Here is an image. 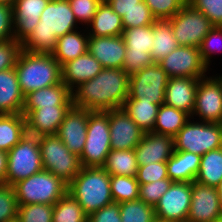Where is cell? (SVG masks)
I'll list each match as a JSON object with an SVG mask.
<instances>
[{"label":"cell","mask_w":222,"mask_h":222,"mask_svg":"<svg viewBox=\"0 0 222 222\" xmlns=\"http://www.w3.org/2000/svg\"><path fill=\"white\" fill-rule=\"evenodd\" d=\"M24 101L15 67L0 71V114H22Z\"/></svg>","instance_id":"obj_25"},{"label":"cell","mask_w":222,"mask_h":222,"mask_svg":"<svg viewBox=\"0 0 222 222\" xmlns=\"http://www.w3.org/2000/svg\"><path fill=\"white\" fill-rule=\"evenodd\" d=\"M126 53L150 54L153 47V25L124 29Z\"/></svg>","instance_id":"obj_35"},{"label":"cell","mask_w":222,"mask_h":222,"mask_svg":"<svg viewBox=\"0 0 222 222\" xmlns=\"http://www.w3.org/2000/svg\"><path fill=\"white\" fill-rule=\"evenodd\" d=\"M72 105H54V107H39L31 110L26 116V132L40 137L56 135L67 111Z\"/></svg>","instance_id":"obj_19"},{"label":"cell","mask_w":222,"mask_h":222,"mask_svg":"<svg viewBox=\"0 0 222 222\" xmlns=\"http://www.w3.org/2000/svg\"><path fill=\"white\" fill-rule=\"evenodd\" d=\"M201 156L188 151H174L167 160L168 178L173 182H194L199 172Z\"/></svg>","instance_id":"obj_26"},{"label":"cell","mask_w":222,"mask_h":222,"mask_svg":"<svg viewBox=\"0 0 222 222\" xmlns=\"http://www.w3.org/2000/svg\"><path fill=\"white\" fill-rule=\"evenodd\" d=\"M87 222H121L119 203L113 202L88 215Z\"/></svg>","instance_id":"obj_51"},{"label":"cell","mask_w":222,"mask_h":222,"mask_svg":"<svg viewBox=\"0 0 222 222\" xmlns=\"http://www.w3.org/2000/svg\"><path fill=\"white\" fill-rule=\"evenodd\" d=\"M7 173V152L0 150V184H5Z\"/></svg>","instance_id":"obj_53"},{"label":"cell","mask_w":222,"mask_h":222,"mask_svg":"<svg viewBox=\"0 0 222 222\" xmlns=\"http://www.w3.org/2000/svg\"><path fill=\"white\" fill-rule=\"evenodd\" d=\"M14 39L13 6L0 3V42Z\"/></svg>","instance_id":"obj_49"},{"label":"cell","mask_w":222,"mask_h":222,"mask_svg":"<svg viewBox=\"0 0 222 222\" xmlns=\"http://www.w3.org/2000/svg\"><path fill=\"white\" fill-rule=\"evenodd\" d=\"M217 222H222V212H221V215L219 216L218 218V221Z\"/></svg>","instance_id":"obj_56"},{"label":"cell","mask_w":222,"mask_h":222,"mask_svg":"<svg viewBox=\"0 0 222 222\" xmlns=\"http://www.w3.org/2000/svg\"><path fill=\"white\" fill-rule=\"evenodd\" d=\"M18 206L26 204L54 205L66 193L68 184L49 171L42 170L12 185Z\"/></svg>","instance_id":"obj_5"},{"label":"cell","mask_w":222,"mask_h":222,"mask_svg":"<svg viewBox=\"0 0 222 222\" xmlns=\"http://www.w3.org/2000/svg\"><path fill=\"white\" fill-rule=\"evenodd\" d=\"M160 67L171 77L203 78L210 75L209 68L201 58L200 49L178 46L159 62Z\"/></svg>","instance_id":"obj_13"},{"label":"cell","mask_w":222,"mask_h":222,"mask_svg":"<svg viewBox=\"0 0 222 222\" xmlns=\"http://www.w3.org/2000/svg\"><path fill=\"white\" fill-rule=\"evenodd\" d=\"M216 189H217V193H218V199H219V202H220V206H221V209H222V179L219 182V184L216 186Z\"/></svg>","instance_id":"obj_54"},{"label":"cell","mask_w":222,"mask_h":222,"mask_svg":"<svg viewBox=\"0 0 222 222\" xmlns=\"http://www.w3.org/2000/svg\"><path fill=\"white\" fill-rule=\"evenodd\" d=\"M194 117H197V119ZM191 118L207 123H222L221 74L205 76L199 79L195 107Z\"/></svg>","instance_id":"obj_12"},{"label":"cell","mask_w":222,"mask_h":222,"mask_svg":"<svg viewBox=\"0 0 222 222\" xmlns=\"http://www.w3.org/2000/svg\"><path fill=\"white\" fill-rule=\"evenodd\" d=\"M129 75L123 69L104 68L93 79L72 90L73 106L89 111H108L123 107L128 97Z\"/></svg>","instance_id":"obj_1"},{"label":"cell","mask_w":222,"mask_h":222,"mask_svg":"<svg viewBox=\"0 0 222 222\" xmlns=\"http://www.w3.org/2000/svg\"><path fill=\"white\" fill-rule=\"evenodd\" d=\"M122 108L142 131H153L159 105L147 101H124Z\"/></svg>","instance_id":"obj_34"},{"label":"cell","mask_w":222,"mask_h":222,"mask_svg":"<svg viewBox=\"0 0 222 222\" xmlns=\"http://www.w3.org/2000/svg\"><path fill=\"white\" fill-rule=\"evenodd\" d=\"M49 0H15L13 5L14 39L21 44L40 21Z\"/></svg>","instance_id":"obj_21"},{"label":"cell","mask_w":222,"mask_h":222,"mask_svg":"<svg viewBox=\"0 0 222 222\" xmlns=\"http://www.w3.org/2000/svg\"><path fill=\"white\" fill-rule=\"evenodd\" d=\"M0 3L13 6L15 3V0H0Z\"/></svg>","instance_id":"obj_55"},{"label":"cell","mask_w":222,"mask_h":222,"mask_svg":"<svg viewBox=\"0 0 222 222\" xmlns=\"http://www.w3.org/2000/svg\"><path fill=\"white\" fill-rule=\"evenodd\" d=\"M103 168L110 175L136 177L139 168L134 149L113 150L107 155Z\"/></svg>","instance_id":"obj_32"},{"label":"cell","mask_w":222,"mask_h":222,"mask_svg":"<svg viewBox=\"0 0 222 222\" xmlns=\"http://www.w3.org/2000/svg\"><path fill=\"white\" fill-rule=\"evenodd\" d=\"M175 151L197 155L222 147V123H207L190 119L174 137Z\"/></svg>","instance_id":"obj_7"},{"label":"cell","mask_w":222,"mask_h":222,"mask_svg":"<svg viewBox=\"0 0 222 222\" xmlns=\"http://www.w3.org/2000/svg\"><path fill=\"white\" fill-rule=\"evenodd\" d=\"M153 63L151 54L126 53L122 69L131 76Z\"/></svg>","instance_id":"obj_50"},{"label":"cell","mask_w":222,"mask_h":222,"mask_svg":"<svg viewBox=\"0 0 222 222\" xmlns=\"http://www.w3.org/2000/svg\"><path fill=\"white\" fill-rule=\"evenodd\" d=\"M54 105H73L72 91L63 82L25 95L22 114L26 116L31 110Z\"/></svg>","instance_id":"obj_24"},{"label":"cell","mask_w":222,"mask_h":222,"mask_svg":"<svg viewBox=\"0 0 222 222\" xmlns=\"http://www.w3.org/2000/svg\"><path fill=\"white\" fill-rule=\"evenodd\" d=\"M86 29L88 35L93 37L120 36L124 30L122 18L105 2L99 4L92 22Z\"/></svg>","instance_id":"obj_28"},{"label":"cell","mask_w":222,"mask_h":222,"mask_svg":"<svg viewBox=\"0 0 222 222\" xmlns=\"http://www.w3.org/2000/svg\"><path fill=\"white\" fill-rule=\"evenodd\" d=\"M222 27L214 26L204 37L199 47L200 54L205 65L211 69L212 57L217 52H222ZM213 55V56H212Z\"/></svg>","instance_id":"obj_40"},{"label":"cell","mask_w":222,"mask_h":222,"mask_svg":"<svg viewBox=\"0 0 222 222\" xmlns=\"http://www.w3.org/2000/svg\"><path fill=\"white\" fill-rule=\"evenodd\" d=\"M168 79L159 63L147 65L129 76L128 97L125 101H147L159 106L164 104Z\"/></svg>","instance_id":"obj_10"},{"label":"cell","mask_w":222,"mask_h":222,"mask_svg":"<svg viewBox=\"0 0 222 222\" xmlns=\"http://www.w3.org/2000/svg\"><path fill=\"white\" fill-rule=\"evenodd\" d=\"M53 205L26 204L18 206V222H52Z\"/></svg>","instance_id":"obj_39"},{"label":"cell","mask_w":222,"mask_h":222,"mask_svg":"<svg viewBox=\"0 0 222 222\" xmlns=\"http://www.w3.org/2000/svg\"><path fill=\"white\" fill-rule=\"evenodd\" d=\"M156 20H169L179 12L187 0H144Z\"/></svg>","instance_id":"obj_42"},{"label":"cell","mask_w":222,"mask_h":222,"mask_svg":"<svg viewBox=\"0 0 222 222\" xmlns=\"http://www.w3.org/2000/svg\"><path fill=\"white\" fill-rule=\"evenodd\" d=\"M39 147L43 170L69 184L82 167L79 156L70 152L57 135L40 136Z\"/></svg>","instance_id":"obj_8"},{"label":"cell","mask_w":222,"mask_h":222,"mask_svg":"<svg viewBox=\"0 0 222 222\" xmlns=\"http://www.w3.org/2000/svg\"><path fill=\"white\" fill-rule=\"evenodd\" d=\"M121 222H155L154 207L140 199L119 203Z\"/></svg>","instance_id":"obj_38"},{"label":"cell","mask_w":222,"mask_h":222,"mask_svg":"<svg viewBox=\"0 0 222 222\" xmlns=\"http://www.w3.org/2000/svg\"><path fill=\"white\" fill-rule=\"evenodd\" d=\"M15 71L22 93L53 86L62 82L61 65L52 54L20 51Z\"/></svg>","instance_id":"obj_4"},{"label":"cell","mask_w":222,"mask_h":222,"mask_svg":"<svg viewBox=\"0 0 222 222\" xmlns=\"http://www.w3.org/2000/svg\"><path fill=\"white\" fill-rule=\"evenodd\" d=\"M172 182L171 179L166 178L155 182L140 184L139 199L144 203L155 207L160 198L169 189Z\"/></svg>","instance_id":"obj_44"},{"label":"cell","mask_w":222,"mask_h":222,"mask_svg":"<svg viewBox=\"0 0 222 222\" xmlns=\"http://www.w3.org/2000/svg\"><path fill=\"white\" fill-rule=\"evenodd\" d=\"M42 170L39 137L26 133L20 142L7 152L5 184L12 186Z\"/></svg>","instance_id":"obj_9"},{"label":"cell","mask_w":222,"mask_h":222,"mask_svg":"<svg viewBox=\"0 0 222 222\" xmlns=\"http://www.w3.org/2000/svg\"><path fill=\"white\" fill-rule=\"evenodd\" d=\"M70 193L87 215L112 204L110 174L103 167H81L68 184Z\"/></svg>","instance_id":"obj_3"},{"label":"cell","mask_w":222,"mask_h":222,"mask_svg":"<svg viewBox=\"0 0 222 222\" xmlns=\"http://www.w3.org/2000/svg\"><path fill=\"white\" fill-rule=\"evenodd\" d=\"M109 1L111 0H101V2H105V3H108Z\"/></svg>","instance_id":"obj_57"},{"label":"cell","mask_w":222,"mask_h":222,"mask_svg":"<svg viewBox=\"0 0 222 222\" xmlns=\"http://www.w3.org/2000/svg\"><path fill=\"white\" fill-rule=\"evenodd\" d=\"M88 52L104 68L122 69L126 54V44L120 36H89Z\"/></svg>","instance_id":"obj_18"},{"label":"cell","mask_w":222,"mask_h":222,"mask_svg":"<svg viewBox=\"0 0 222 222\" xmlns=\"http://www.w3.org/2000/svg\"><path fill=\"white\" fill-rule=\"evenodd\" d=\"M190 116L184 111L162 104L159 106L153 133L175 137Z\"/></svg>","instance_id":"obj_30"},{"label":"cell","mask_w":222,"mask_h":222,"mask_svg":"<svg viewBox=\"0 0 222 222\" xmlns=\"http://www.w3.org/2000/svg\"><path fill=\"white\" fill-rule=\"evenodd\" d=\"M153 47L150 52L154 62L158 63L179 45L168 20H156L153 24Z\"/></svg>","instance_id":"obj_31"},{"label":"cell","mask_w":222,"mask_h":222,"mask_svg":"<svg viewBox=\"0 0 222 222\" xmlns=\"http://www.w3.org/2000/svg\"><path fill=\"white\" fill-rule=\"evenodd\" d=\"M141 1L142 0H111L108 4L112 7L113 11L122 18L125 12L139 6V2Z\"/></svg>","instance_id":"obj_52"},{"label":"cell","mask_w":222,"mask_h":222,"mask_svg":"<svg viewBox=\"0 0 222 222\" xmlns=\"http://www.w3.org/2000/svg\"><path fill=\"white\" fill-rule=\"evenodd\" d=\"M89 35L87 29H77L57 39L56 49L52 56L61 67L88 51Z\"/></svg>","instance_id":"obj_27"},{"label":"cell","mask_w":222,"mask_h":222,"mask_svg":"<svg viewBox=\"0 0 222 222\" xmlns=\"http://www.w3.org/2000/svg\"><path fill=\"white\" fill-rule=\"evenodd\" d=\"M21 50L22 44L15 39L0 42V71L15 67Z\"/></svg>","instance_id":"obj_48"},{"label":"cell","mask_w":222,"mask_h":222,"mask_svg":"<svg viewBox=\"0 0 222 222\" xmlns=\"http://www.w3.org/2000/svg\"><path fill=\"white\" fill-rule=\"evenodd\" d=\"M26 133V119L23 114H0L1 151L8 152Z\"/></svg>","instance_id":"obj_29"},{"label":"cell","mask_w":222,"mask_h":222,"mask_svg":"<svg viewBox=\"0 0 222 222\" xmlns=\"http://www.w3.org/2000/svg\"><path fill=\"white\" fill-rule=\"evenodd\" d=\"M88 215L78 201L66 193L53 205L52 222H87Z\"/></svg>","instance_id":"obj_36"},{"label":"cell","mask_w":222,"mask_h":222,"mask_svg":"<svg viewBox=\"0 0 222 222\" xmlns=\"http://www.w3.org/2000/svg\"><path fill=\"white\" fill-rule=\"evenodd\" d=\"M221 212L216 187L192 182L191 204L186 222H217Z\"/></svg>","instance_id":"obj_16"},{"label":"cell","mask_w":222,"mask_h":222,"mask_svg":"<svg viewBox=\"0 0 222 222\" xmlns=\"http://www.w3.org/2000/svg\"><path fill=\"white\" fill-rule=\"evenodd\" d=\"M192 183L172 182L154 207L160 222H186L191 204Z\"/></svg>","instance_id":"obj_14"},{"label":"cell","mask_w":222,"mask_h":222,"mask_svg":"<svg viewBox=\"0 0 222 222\" xmlns=\"http://www.w3.org/2000/svg\"><path fill=\"white\" fill-rule=\"evenodd\" d=\"M87 123L88 110L72 105L56 133L69 151L78 156L85 146Z\"/></svg>","instance_id":"obj_17"},{"label":"cell","mask_w":222,"mask_h":222,"mask_svg":"<svg viewBox=\"0 0 222 222\" xmlns=\"http://www.w3.org/2000/svg\"><path fill=\"white\" fill-rule=\"evenodd\" d=\"M78 24L86 28L96 14L101 0H68Z\"/></svg>","instance_id":"obj_45"},{"label":"cell","mask_w":222,"mask_h":222,"mask_svg":"<svg viewBox=\"0 0 222 222\" xmlns=\"http://www.w3.org/2000/svg\"><path fill=\"white\" fill-rule=\"evenodd\" d=\"M166 178H168L166 162H157L139 166L136 175L139 184H146Z\"/></svg>","instance_id":"obj_47"},{"label":"cell","mask_w":222,"mask_h":222,"mask_svg":"<svg viewBox=\"0 0 222 222\" xmlns=\"http://www.w3.org/2000/svg\"><path fill=\"white\" fill-rule=\"evenodd\" d=\"M187 3L202 12L213 26L222 27V0H187Z\"/></svg>","instance_id":"obj_46"},{"label":"cell","mask_w":222,"mask_h":222,"mask_svg":"<svg viewBox=\"0 0 222 222\" xmlns=\"http://www.w3.org/2000/svg\"><path fill=\"white\" fill-rule=\"evenodd\" d=\"M109 130L113 150L135 149L145 134L123 108L109 110Z\"/></svg>","instance_id":"obj_15"},{"label":"cell","mask_w":222,"mask_h":222,"mask_svg":"<svg viewBox=\"0 0 222 222\" xmlns=\"http://www.w3.org/2000/svg\"><path fill=\"white\" fill-rule=\"evenodd\" d=\"M110 151L109 110H88L86 141L79 156L81 166L103 167Z\"/></svg>","instance_id":"obj_6"},{"label":"cell","mask_w":222,"mask_h":222,"mask_svg":"<svg viewBox=\"0 0 222 222\" xmlns=\"http://www.w3.org/2000/svg\"><path fill=\"white\" fill-rule=\"evenodd\" d=\"M222 179V147L201 156L199 172L195 181L216 187Z\"/></svg>","instance_id":"obj_33"},{"label":"cell","mask_w":222,"mask_h":222,"mask_svg":"<svg viewBox=\"0 0 222 222\" xmlns=\"http://www.w3.org/2000/svg\"><path fill=\"white\" fill-rule=\"evenodd\" d=\"M199 79L191 77H171L165 89L164 104L184 111L190 117L195 107Z\"/></svg>","instance_id":"obj_22"},{"label":"cell","mask_w":222,"mask_h":222,"mask_svg":"<svg viewBox=\"0 0 222 222\" xmlns=\"http://www.w3.org/2000/svg\"><path fill=\"white\" fill-rule=\"evenodd\" d=\"M139 186L136 177L110 175V189L115 203L139 199Z\"/></svg>","instance_id":"obj_37"},{"label":"cell","mask_w":222,"mask_h":222,"mask_svg":"<svg viewBox=\"0 0 222 222\" xmlns=\"http://www.w3.org/2000/svg\"><path fill=\"white\" fill-rule=\"evenodd\" d=\"M18 203L15 191L8 184H0V222L17 220Z\"/></svg>","instance_id":"obj_41"},{"label":"cell","mask_w":222,"mask_h":222,"mask_svg":"<svg viewBox=\"0 0 222 222\" xmlns=\"http://www.w3.org/2000/svg\"><path fill=\"white\" fill-rule=\"evenodd\" d=\"M134 150L139 166L167 162L175 151L174 138L147 132Z\"/></svg>","instance_id":"obj_20"},{"label":"cell","mask_w":222,"mask_h":222,"mask_svg":"<svg viewBox=\"0 0 222 222\" xmlns=\"http://www.w3.org/2000/svg\"><path fill=\"white\" fill-rule=\"evenodd\" d=\"M104 67L88 51L61 67L62 82L72 91L80 83L93 79Z\"/></svg>","instance_id":"obj_23"},{"label":"cell","mask_w":222,"mask_h":222,"mask_svg":"<svg viewBox=\"0 0 222 222\" xmlns=\"http://www.w3.org/2000/svg\"><path fill=\"white\" fill-rule=\"evenodd\" d=\"M80 29L68 0L49 1L40 15V21L30 36L22 43L26 52L52 54L57 39Z\"/></svg>","instance_id":"obj_2"},{"label":"cell","mask_w":222,"mask_h":222,"mask_svg":"<svg viewBox=\"0 0 222 222\" xmlns=\"http://www.w3.org/2000/svg\"><path fill=\"white\" fill-rule=\"evenodd\" d=\"M168 21L179 46L199 48L204 37L214 27L202 12L188 3Z\"/></svg>","instance_id":"obj_11"},{"label":"cell","mask_w":222,"mask_h":222,"mask_svg":"<svg viewBox=\"0 0 222 222\" xmlns=\"http://www.w3.org/2000/svg\"><path fill=\"white\" fill-rule=\"evenodd\" d=\"M155 21L156 19L144 0L139 2V6L125 12L122 17L123 29L153 25Z\"/></svg>","instance_id":"obj_43"}]
</instances>
